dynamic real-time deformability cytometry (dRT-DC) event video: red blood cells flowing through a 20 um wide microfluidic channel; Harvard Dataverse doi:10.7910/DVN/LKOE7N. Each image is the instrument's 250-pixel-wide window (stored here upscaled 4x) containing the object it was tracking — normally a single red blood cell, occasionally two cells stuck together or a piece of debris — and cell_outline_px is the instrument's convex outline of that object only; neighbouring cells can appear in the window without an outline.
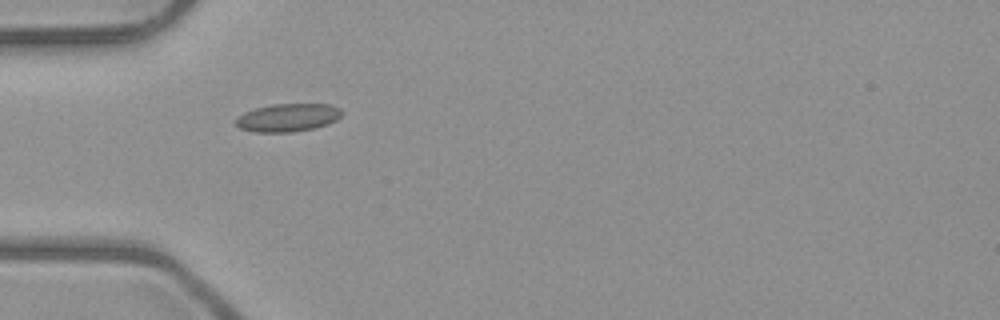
{"species": "common noctule bat (a hibernating species)", "species_latin": "Nyctalus noctula", "temperature_condition": "room temperature", "stored_images_in_passage": 5, "camera_frame_rate_fps": 3000, "um_per_image_px": 0.085, "animal": {"sex": "male", "body_mass_g": 23.1, "forearm_length_mm": 52.7}, "frame": {"image": 1, "passage_image": 5, "time_ms": 4.667, "image_size_px": [1000, 320], "cell_outline_px": [[344, 112], [336, 120], [328, 124], [316, 128], [292, 132], [256, 132], [240, 128], [236, 124], [236, 120], [244, 112], [256, 108], [272, 104], [332, 104], [340, 108]], "centroid_in_image_um": [24.52, 9.99], "position_along_channel_um": 60.5, "area_um2": 17.34}}